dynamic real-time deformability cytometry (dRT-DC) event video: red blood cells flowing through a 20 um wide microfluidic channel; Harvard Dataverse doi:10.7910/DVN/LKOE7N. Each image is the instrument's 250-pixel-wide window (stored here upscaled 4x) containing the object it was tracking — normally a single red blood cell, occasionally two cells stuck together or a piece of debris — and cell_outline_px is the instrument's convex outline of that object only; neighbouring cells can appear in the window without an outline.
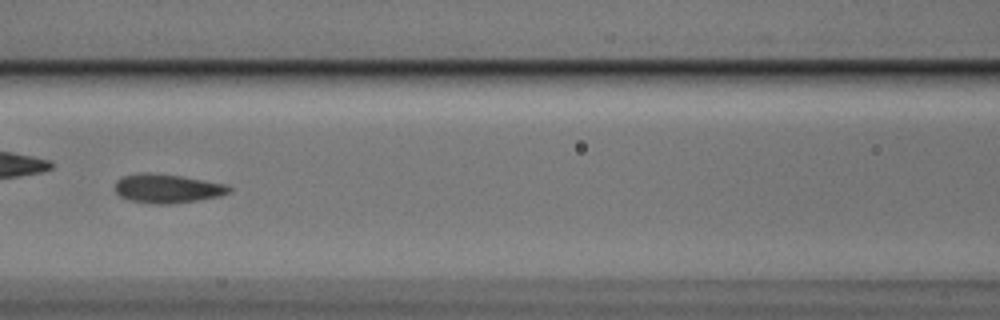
{"species": "Egyptian fruit bat (a non-hibernating species)", "species_latin": "Rousettus aegyptiacus", "temperature_condition": "cold", "stored_images_in_passage": 54, "camera_frame_rate_fps": 3000, "um_per_image_px": 0.085, "animal": {"sex": "male"}, "frame": {"image": 1, "passage_image": 24, "time_ms": 7.667, "image_size_px": [1000, 320], "cell_outline_px": [[232, 192], [220, 196], [200, 200], [176, 204], [156, 204], [128, 200], [120, 196], [116, 192], [116, 180], [124, 176], [180, 176], [228, 184], [232, 188]], "centroid_in_image_um": [14.34, 16.09], "position_along_channel_um": 152.3, "area_um2": 18.55}, "authors_computed_cell_mechanics": {"area_um2": 18.7561, "velocity_mm_per_s": 3.7472, "shape_relaxation_time_tau1_ms": 5.9545, "shape_relaxation_time_tau2_ms": 2.1531, "deformation_change_tau1": 0.1287, "deformation_change_tau2": 0.0655}}